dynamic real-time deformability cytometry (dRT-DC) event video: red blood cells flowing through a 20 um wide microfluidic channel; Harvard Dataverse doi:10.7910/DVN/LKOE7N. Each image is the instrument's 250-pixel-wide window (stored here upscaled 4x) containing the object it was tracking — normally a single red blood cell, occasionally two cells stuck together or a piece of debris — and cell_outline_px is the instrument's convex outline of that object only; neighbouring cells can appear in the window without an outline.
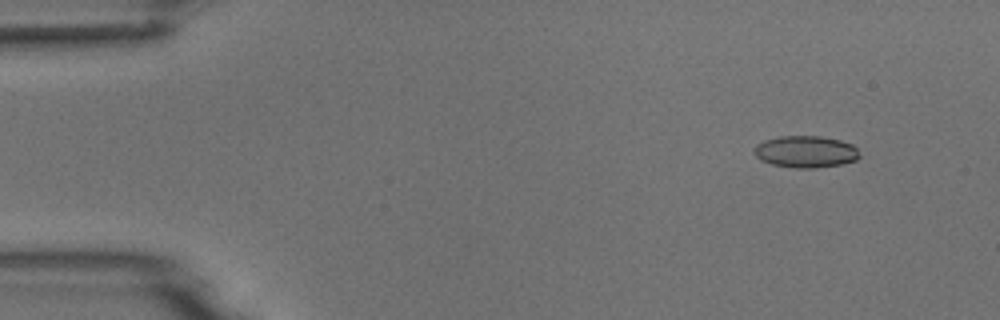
{"species": "common noctule bat (a hibernating species)", "species_latin": "Nyctalus noctula", "temperature_condition": "room temperature", "stored_images_in_passage": 4, "camera_frame_rate_fps": 3000, "um_per_image_px": 0.085, "animal": {"sex": "male", "body_mass_g": 18.8}, "frame": {"image": 1, "passage_image": 1, "time_ms": 0.0, "image_size_px": [1000, 320], "cell_outline_px": [[860, 156], [856, 160], [840, 164], [816, 168], [792, 168], [772, 164], [760, 160], [752, 152], [752, 148], [756, 144], [764, 140], [780, 136], [820, 136], [840, 140], [852, 144], [856, 148]], "centroid_in_image_um": [68.44, 12.89], "position_along_channel_um": 16.6, "area_um2": 19.71}}
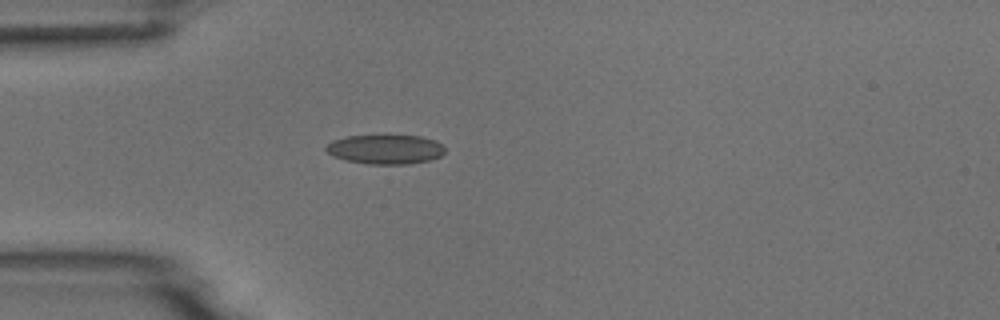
{"frame": {"image": 2, "passage_image": 4, "time_ms": 3.333, "image_size_px": [1000, 320], "cell_outline_px": [[444, 152], [440, 156], [432, 160], [408, 164], [368, 164], [348, 160], [332, 156], [324, 148], [332, 140], [348, 136], [384, 132], [420, 136], [436, 140], [444, 148]], "centroid_in_image_um": [32.76, 12.64], "position_along_channel_um": 52.2, "area_um2": 21.27}}